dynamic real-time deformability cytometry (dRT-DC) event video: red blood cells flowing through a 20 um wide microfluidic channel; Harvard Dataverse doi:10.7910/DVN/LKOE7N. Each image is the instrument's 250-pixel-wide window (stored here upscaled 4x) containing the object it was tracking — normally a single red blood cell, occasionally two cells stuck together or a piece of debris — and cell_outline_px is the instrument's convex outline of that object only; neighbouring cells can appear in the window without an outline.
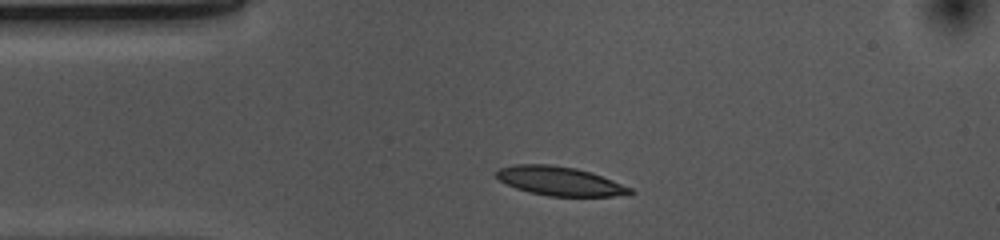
{"species": "common noctule bat (a hibernating species)", "species_latin": "Nyctalus noctula", "temperature_condition": "cold", "stored_images_in_passage": 32, "camera_frame_rate_fps": 3000, "um_per_image_px": 0.085, "animal": {"sex": "female", "body_mass_g": 10.0, "forearm_length_mm": 53.1}, "frame": {"image": 1, "passage_image": 1, "time_ms": 0.0, "image_size_px": [1000, 240], "cell_outline_px": [[636, 192], [628, 196], [548, 196], [528, 192], [516, 188], [500, 180], [496, 176], [496, 172], [500, 168], [516, 164], [548, 164], [576, 168], [592, 172], [632, 188]], "centroid_in_image_um": [47.64, 15.4], "position_along_channel_um": 37.4, "area_um2": 22.66}}
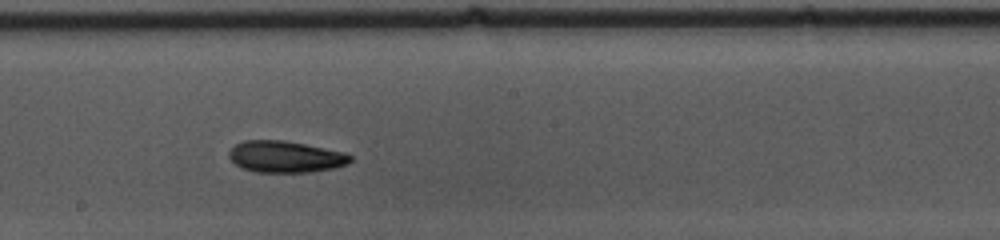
{"frame": {"image": 2, "passage_image": 18, "time_ms": 5.667, "image_size_px": [1000, 240], "cell_outline_px": [[352, 160], [348, 164], [332, 168], [308, 172], [256, 172], [240, 168], [228, 156], [228, 152], [236, 144], [244, 140], [284, 140], [344, 152], [352, 156]], "centroid_in_image_um": [24.24, 13.32], "position_along_channel_um": 224.0, "area_um2": 22.25}}
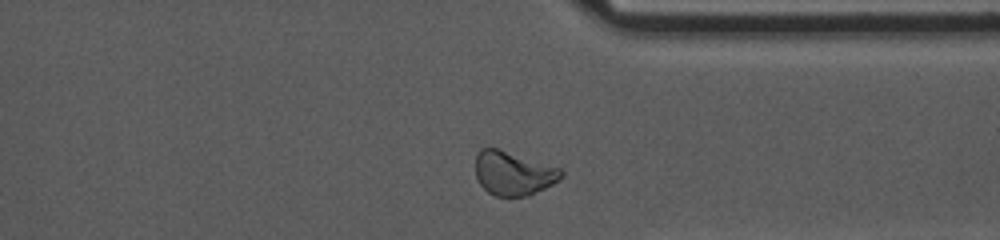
{"frame": {"image": 3, "passage_image": 30, "time_ms": 9.667, "image_size_px": [1000, 240], "cell_outline_px": [[564, 176], [552, 184], [528, 196], [496, 196], [488, 192], [480, 184], [476, 176], [476, 152], [480, 148], [496, 148], [560, 168], [564, 172]], "centroid_in_image_um": [43.62, 14.73], "position_along_channel_um": 367.8, "area_um2": 21.73}, "authors_computed_cell_mechanics": {"area_um2": 22.1952, "velocity_mm_per_s": 3.6736, "shape_relaxation_time_tau1_ms": 4.1811, "shape_relaxation_time_tau2_ms": null, "deformation_change_tau1": 0.0997, "deformation_change_tau2": null}}